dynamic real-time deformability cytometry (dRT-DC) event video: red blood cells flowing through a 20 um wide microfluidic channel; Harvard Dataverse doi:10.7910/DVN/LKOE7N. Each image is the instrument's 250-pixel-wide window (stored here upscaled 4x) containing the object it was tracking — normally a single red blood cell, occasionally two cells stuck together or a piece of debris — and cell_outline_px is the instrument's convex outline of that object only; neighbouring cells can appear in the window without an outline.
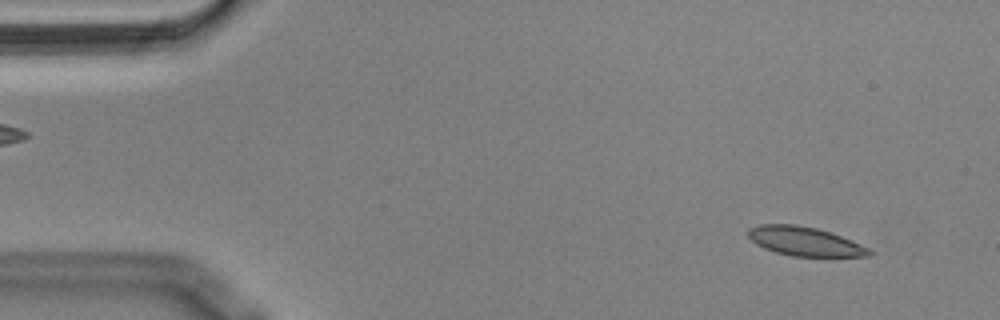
{"species": "Egyptian fruit bat (a non-hibernating species)", "species_latin": "Rousettus aegyptiacus", "temperature_condition": "cold", "stored_images_in_passage": 55, "camera_frame_rate_fps": 3000, "um_per_image_px": 0.085, "animal": {"sex": "male"}, "frame": {"image": 1, "passage_image": 5, "time_ms": 1.333, "image_size_px": [1000, 320], "cell_outline_px": [[876, 252], [872, 256], [792, 256], [776, 252], [764, 248], [756, 244], [748, 236], [748, 228], [760, 224], [796, 224], [816, 228], [852, 240]], "centroid_in_image_um": [68.41, 20.51], "position_along_channel_um": 16.6, "area_um2": 20.4}}
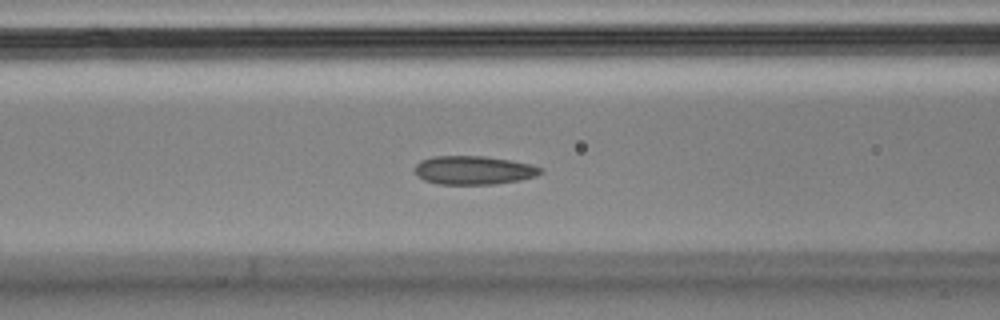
{"frame": {"image": 2, "passage_image": 22, "time_ms": 7.0, "image_size_px": [1000, 320], "cell_outline_px": [[544, 172], [536, 176], [520, 180], [496, 184], [436, 184], [424, 180], [416, 172], [416, 164], [420, 160], [432, 156], [484, 156], [512, 160], [532, 164], [544, 168]], "centroid_in_image_um": [40.32, 14.46], "position_along_channel_um": 126.3, "area_um2": 21.15}}
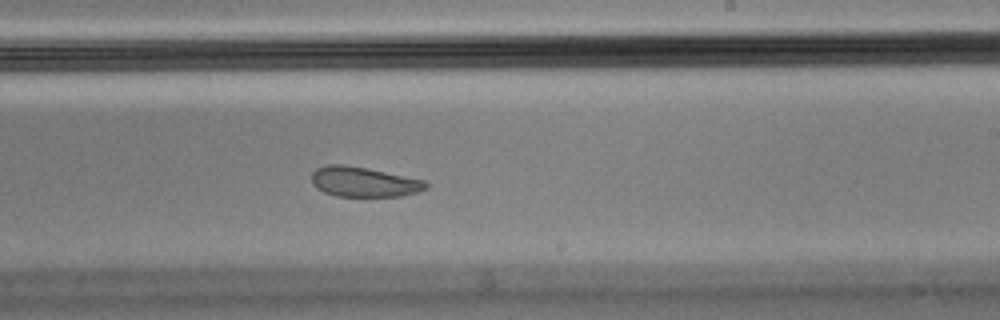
{"frame": {"image": 3, "passage_image": 33, "time_ms": 10.667, "image_size_px": [1000, 320], "cell_outline_px": [[428, 188], [416, 192], [400, 196], [336, 196], [324, 192], [316, 188], [312, 184], [312, 172], [316, 168], [328, 164], [340, 164], [368, 168], [424, 180], [428, 184]], "centroid_in_image_um": [30.9, 15.45], "position_along_channel_um": 258.1, "area_um2": 19.94}, "authors_computed_cell_mechanics": {"area_um2": 21.1548, "velocity_mm_per_s": 3.5968, "shape_relaxation_time_tau1_ms": 3.9221, "shape_relaxation_time_tau2_ms": 1.3656, "deformation_change_tau1": 0.1207, "deformation_change_tau2": 0.0703}}